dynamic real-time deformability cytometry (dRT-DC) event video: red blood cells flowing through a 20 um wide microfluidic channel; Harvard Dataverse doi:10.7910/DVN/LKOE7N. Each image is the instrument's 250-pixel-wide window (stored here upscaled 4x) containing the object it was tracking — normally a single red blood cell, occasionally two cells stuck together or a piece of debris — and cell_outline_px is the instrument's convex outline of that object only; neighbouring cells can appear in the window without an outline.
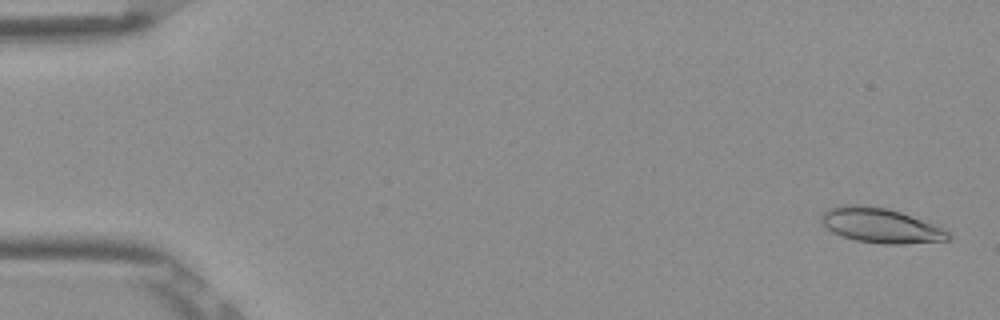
{"species": "Egyptian fruit bat (a non-hibernating species)", "species_latin": "Rousettus aegyptiacus", "temperature_condition": "room temperature", "stored_images_in_passage": 5, "camera_frame_rate_fps": 3000, "um_per_image_px": 0.085, "frame": {"image": 1, "passage_image": 1, "time_ms": 0.0, "image_size_px": [1000, 320], "cell_outline_px": [[952, 236], [948, 240], [904, 244], [884, 244], [856, 240], [832, 232], [820, 220], [820, 216], [828, 208], [840, 204], [856, 204], [888, 208], [900, 212], [932, 224], [948, 232]], "centroid_in_image_um": [74.81, 19.15], "position_along_channel_um": 10.2, "area_um2": 25.49}}
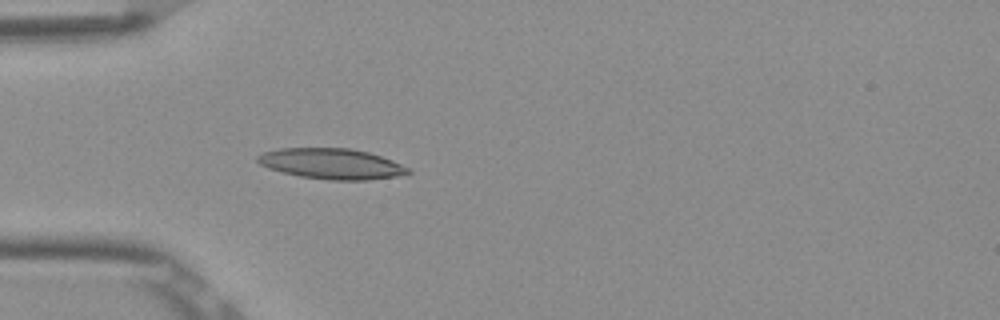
{"frame": {"image": 2, "passage_image": 5, "time_ms": 1.333, "image_size_px": [1000, 320], "cell_outline_px": [[412, 172], [396, 176], [368, 180], [328, 180], [300, 176], [268, 168], [260, 164], [256, 160], [256, 156], [264, 152], [280, 148], [352, 148], [368, 152], [392, 160], [412, 168]], "centroid_in_image_um": [28.21, 13.92], "position_along_channel_um": 56.8, "area_um2": 26.88}}